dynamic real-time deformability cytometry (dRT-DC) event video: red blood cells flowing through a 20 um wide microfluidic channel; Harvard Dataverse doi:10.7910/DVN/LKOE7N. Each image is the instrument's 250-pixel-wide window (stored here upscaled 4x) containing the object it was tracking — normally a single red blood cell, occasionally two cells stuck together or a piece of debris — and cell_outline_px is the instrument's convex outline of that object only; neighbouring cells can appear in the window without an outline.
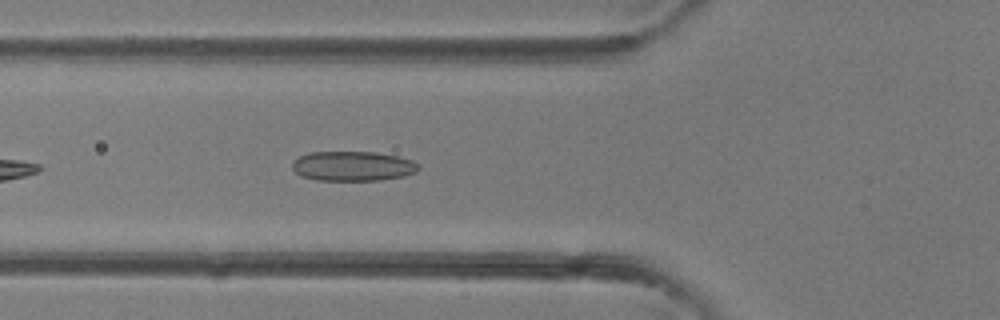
{"species": "common noctule bat (a hibernating species)", "species_latin": "Nyctalus noctula", "temperature_condition": "room temperature", "stored_images_in_passage": 18, "camera_frame_rate_fps": 3000, "um_per_image_px": 0.085, "animal": {"sex": "female"}, "frame": {"image": 1, "passage_image": 4, "time_ms": 1.0, "image_size_px": [1000, 320], "cell_outline_px": [[420, 168], [416, 172], [404, 176], [380, 180], [316, 180], [300, 176], [292, 168], [292, 160], [300, 156], [312, 152], [376, 152], [396, 156], [412, 160], [420, 164]], "centroid_in_image_um": [29.99, 14.12], "position_along_channel_um": 95.8, "area_um2": 21.96}}
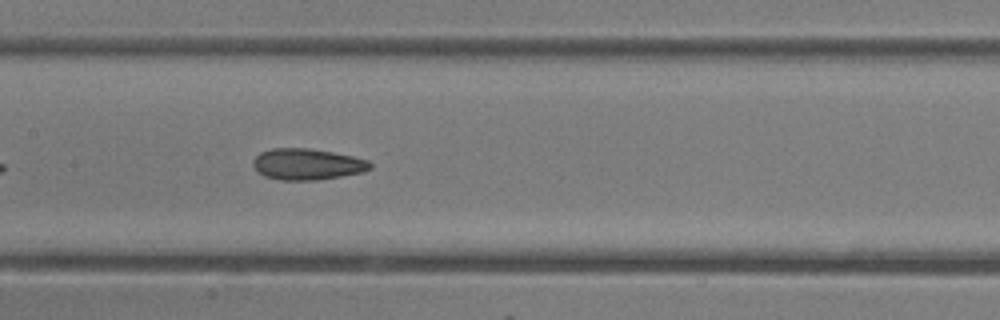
{"frame": {"image": 2, "passage_image": 9, "time_ms": 2.667, "image_size_px": [1000, 320], "cell_outline_px": [[372, 168], [364, 172], [316, 180], [280, 180], [264, 176], [252, 164], [252, 160], [260, 152], [272, 148], [308, 148], [332, 152], [352, 156], [368, 160], [372, 164]], "centroid_in_image_um": [26.12, 13.95], "position_along_channel_um": 181.3, "area_um2": 21.27}}
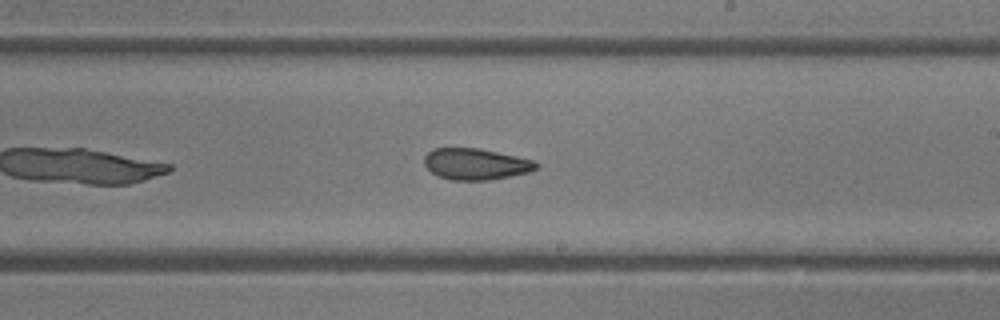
{"frame": {"image": 3, "passage_image": 13, "time_ms": 4.0, "image_size_px": [1000, 320], "cell_outline_px": [[540, 168], [528, 172], [488, 180], [452, 180], [440, 176], [432, 172], [424, 164], [424, 156], [432, 148], [480, 148], [516, 156], [532, 160], [540, 164]], "centroid_in_image_um": [40.44, 13.93], "position_along_channel_um": 248.6, "area_um2": 20.35}}